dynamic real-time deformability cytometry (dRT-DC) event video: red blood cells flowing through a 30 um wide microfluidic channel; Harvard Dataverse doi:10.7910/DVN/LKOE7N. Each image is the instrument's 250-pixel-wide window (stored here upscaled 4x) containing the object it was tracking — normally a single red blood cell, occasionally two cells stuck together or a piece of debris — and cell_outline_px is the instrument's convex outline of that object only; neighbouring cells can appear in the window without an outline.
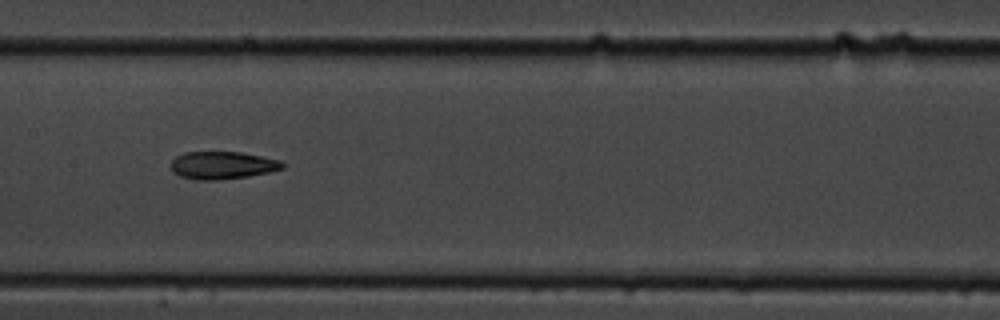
{"species": "common noctule bat (a hibernating species)", "species_latin": "Nyctalus noctula", "temperature_condition": "cold", "stored_images_in_passage": 14, "camera_frame_rate_fps": 3000, "um_per_image_px": 0.085, "animal": {"sex": "male", "body_mass_g": 19.5, "forearm_length_mm": 54.6}, "frame": {"image": 1, "passage_image": 7, "time_ms": 8.0, "image_size_px": [1000, 320], "cell_outline_px": [[284, 168], [268, 172], [248, 176], [216, 180], [196, 180], [180, 176], [172, 172], [172, 160], [176, 156], [184, 152], [240, 152], [280, 160], [284, 164]], "centroid_in_image_um": [18.88, 14.05], "position_along_channel_um": 188.5, "area_um2": 17.86}}
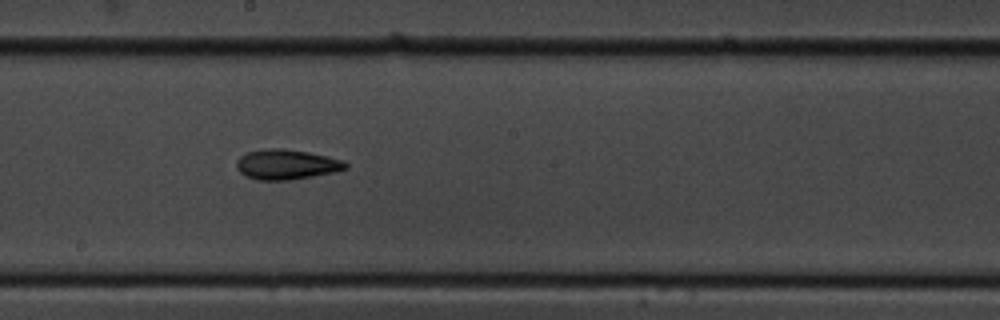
{"frame": {"image": 2, "passage_image": 8, "time_ms": 9.0, "image_size_px": [1000, 320], "cell_outline_px": [[348, 168], [336, 172], [288, 180], [256, 180], [244, 176], [236, 168], [236, 160], [240, 156], [248, 152], [264, 148], [284, 148], [308, 152], [328, 156], [344, 160], [348, 164]], "centroid_in_image_um": [24.34, 13.97], "position_along_channel_um": 223.9, "area_um2": 19.36}}
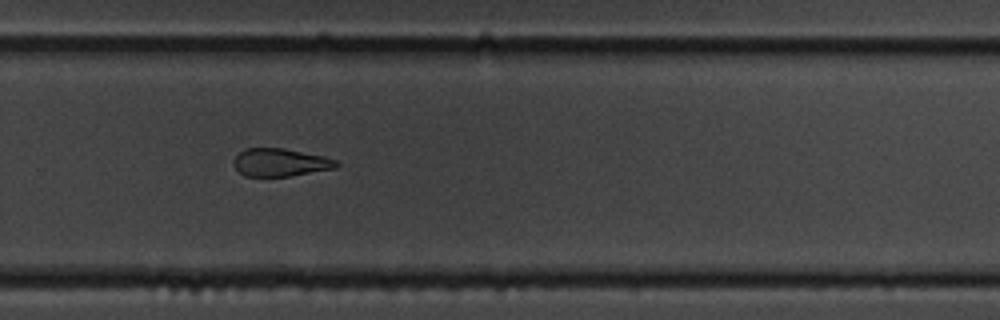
{"frame": {"image": 3, "passage_image": 10, "time_ms": 11.333, "image_size_px": [1000, 320], "cell_outline_px": [[340, 164], [336, 168], [288, 176], [244, 176], [232, 164], [232, 160], [244, 148], [284, 148], [324, 156], [336, 160]], "centroid_in_image_um": [23.81, 13.8], "position_along_channel_um": 306.0, "area_um2": 16.7}, "authors_computed_cell_mechanics": {"area_um2": 19.1896, "velocity_mm_per_s": 3.5513, "shape_relaxation_time_tau1_ms": 4.6886, "shape_relaxation_time_tau2_ms": 3.8675, "deformation_change_tau1": 0.0908, "deformation_change_tau2": 0.1094}}